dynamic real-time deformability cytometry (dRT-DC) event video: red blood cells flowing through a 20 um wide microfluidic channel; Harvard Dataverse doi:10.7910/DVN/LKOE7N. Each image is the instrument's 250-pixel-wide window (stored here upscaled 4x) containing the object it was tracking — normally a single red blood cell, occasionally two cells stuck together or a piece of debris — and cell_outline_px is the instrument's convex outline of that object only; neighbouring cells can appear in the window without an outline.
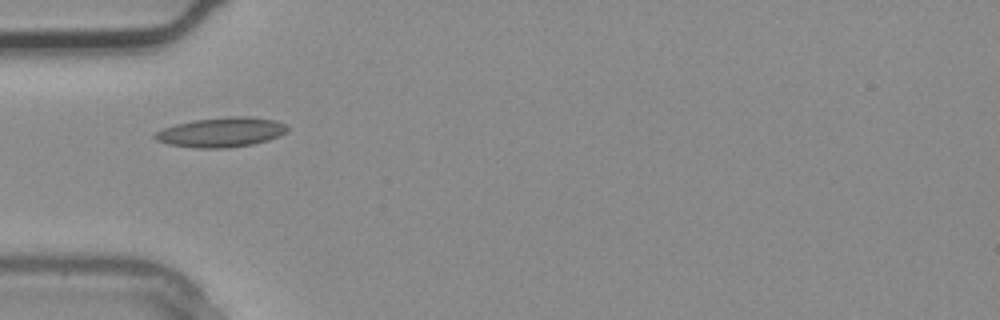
{"species": "common noctule bat (a hibernating species)", "species_latin": "Nyctalus noctula", "temperature_condition": "warm", "stored_images_in_passage": 1, "camera_frame_rate_fps": 3000, "um_per_image_px": 0.085, "animal": {"sex": "male", "body_mass_g": 20.4}, "frame": {"image": 1, "passage_image": 1, "time_ms": 0.0, "image_size_px": [1000, 320], "cell_outline_px": [[288, 128], [284, 132], [268, 140], [252, 144], [228, 148], [196, 148], [168, 144], [156, 140], [152, 136], [156, 132], [164, 128], [176, 124], [196, 120], [228, 116], [244, 116], [272, 120], [284, 124]], "centroid_in_image_um": [18.75, 11.25], "position_along_channel_um": 66.2, "area_um2": 22.54}}